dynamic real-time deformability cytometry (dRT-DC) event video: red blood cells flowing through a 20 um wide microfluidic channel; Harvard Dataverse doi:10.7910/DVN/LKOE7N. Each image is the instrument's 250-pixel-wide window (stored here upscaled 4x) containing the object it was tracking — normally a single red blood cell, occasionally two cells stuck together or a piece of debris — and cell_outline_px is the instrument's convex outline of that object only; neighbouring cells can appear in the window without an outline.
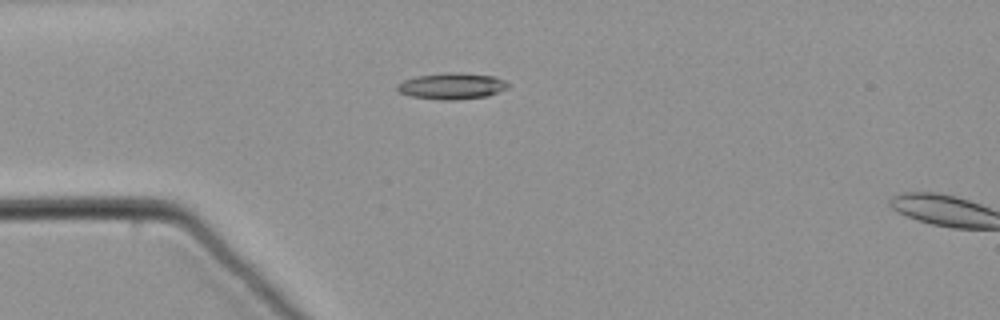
{"species": "common noctule bat (a hibernating species)", "species_latin": "Nyctalus noctula", "temperature_condition": "warm", "stored_images_in_passage": 3, "camera_frame_rate_fps": 3000, "um_per_image_px": 0.085, "animal": {"sex": "male", "body_mass_g": 21.5, "forearm_length_mm": 52.0}, "frame": {"image": 1, "passage_image": 1, "time_ms": 0.0, "image_size_px": [1000, 320], "cell_outline_px": [[508, 88], [488, 96], [456, 100], [440, 100], [408, 96], [400, 92], [396, 88], [396, 84], [404, 80], [416, 76], [444, 72], [460, 72], [496, 76], [504, 80], [508, 84]], "centroid_in_image_um": [38.4, 7.31], "position_along_channel_um": 46.6, "area_um2": 17.28}}